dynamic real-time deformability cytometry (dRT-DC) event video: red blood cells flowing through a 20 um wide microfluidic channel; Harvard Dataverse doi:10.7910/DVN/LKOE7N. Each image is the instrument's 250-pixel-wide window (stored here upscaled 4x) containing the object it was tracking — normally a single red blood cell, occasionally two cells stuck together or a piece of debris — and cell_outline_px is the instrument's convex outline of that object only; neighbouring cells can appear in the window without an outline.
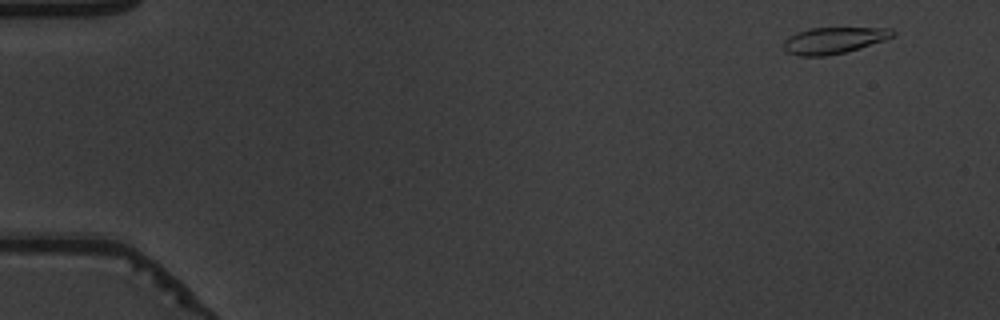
{"species": "common noctule bat (a hibernating species)", "species_latin": "Nyctalus noctula", "temperature_condition": "warm", "stored_images_in_passage": 52, "camera_frame_rate_fps": 3000, "um_per_image_px": 0.085, "animal": {"sex": "male", "body_mass_g": 19.5, "forearm_length_mm": 54.6}, "frame": {"image": 1, "passage_image": 2, "time_ms": 0.333, "image_size_px": [1000, 320], "cell_outline_px": [[896, 32], [892, 36], [884, 40], [860, 48], [844, 52], [824, 56], [800, 56], [788, 52], [784, 48], [784, 40], [788, 36], [796, 32], [808, 28], [892, 28]], "centroid_in_image_um": [70.85, 3.42], "position_along_channel_um": 14.1, "area_um2": 16.7}}
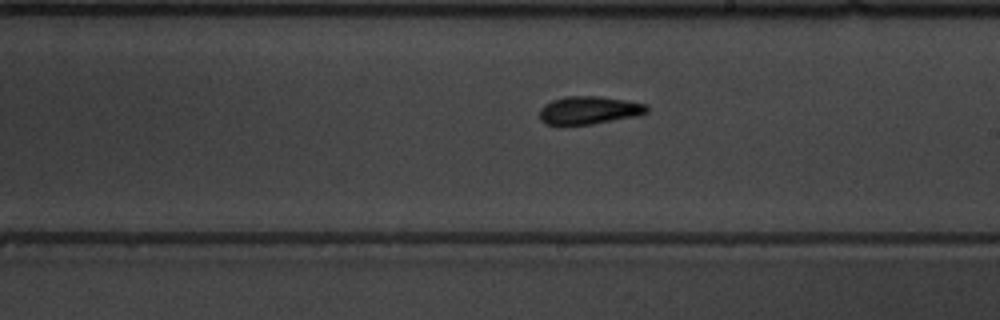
{"frame": {"image": 2, "passage_image": 30, "time_ms": 9.667, "image_size_px": [1000, 320], "cell_outline_px": [[648, 112], [636, 116], [592, 124], [544, 124], [540, 120], [540, 108], [544, 104], [552, 100], [568, 96], [600, 96], [648, 104]], "centroid_in_image_um": [50.07, 9.36], "position_along_channel_um": 238.9, "area_um2": 17.4}}
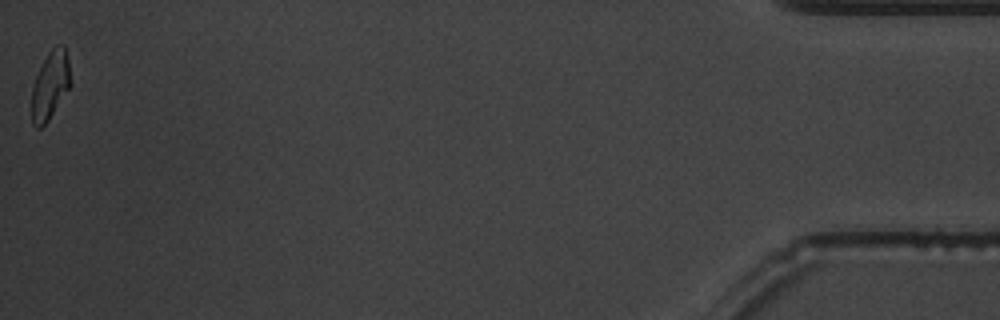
{"frame": {"image": 3, "passage_image": 52, "time_ms": 17.0, "image_size_px": [1000, 320], "cell_outline_px": [[72, 84], [48, 120], [40, 128], [36, 128], [32, 124], [32, 84], [48, 52], [56, 44], [64, 44], [68, 60], [72, 80]], "centroid_in_image_um": [4.29, 7.22], "position_along_channel_um": 430.9, "area_um2": 15.49}, "authors_computed_cell_mechanics": {"area_um2": 16.9354, "velocity_mm_per_s": 3.8338, "shape_relaxation_time_tau1_ms": 4.5583, "shape_relaxation_time_tau2_ms": 2.7004, "deformation_change_tau1": 0.1523, "deformation_change_tau2": 0.0936}}